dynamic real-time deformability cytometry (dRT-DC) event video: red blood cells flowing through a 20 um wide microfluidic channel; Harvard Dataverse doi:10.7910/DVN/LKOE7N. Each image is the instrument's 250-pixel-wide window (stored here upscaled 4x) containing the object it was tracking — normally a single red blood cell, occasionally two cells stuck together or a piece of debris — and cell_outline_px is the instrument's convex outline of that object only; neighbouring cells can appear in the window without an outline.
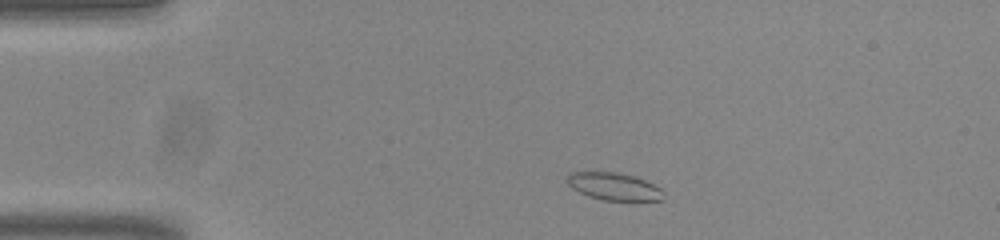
{"species": "common noctule bat (a hibernating species)", "species_latin": "Nyctalus noctula", "temperature_condition": "room temperature", "stored_images_in_passage": 46, "camera_frame_rate_fps": 3000, "um_per_image_px": 0.085, "animal": {"sex": "male", "body_mass_g": 20.0, "forearm_length_mm": 53.3}, "frame": {"image": 1, "passage_image": 3, "time_ms": 0.667, "image_size_px": [1000, 240], "cell_outline_px": [[664, 200], [604, 200], [588, 196], [572, 188], [568, 184], [568, 172], [616, 172], [636, 176], [660, 188], [664, 192]], "centroid_in_image_um": [52.2, 15.84], "position_along_channel_um": 32.8, "area_um2": 15.32}}
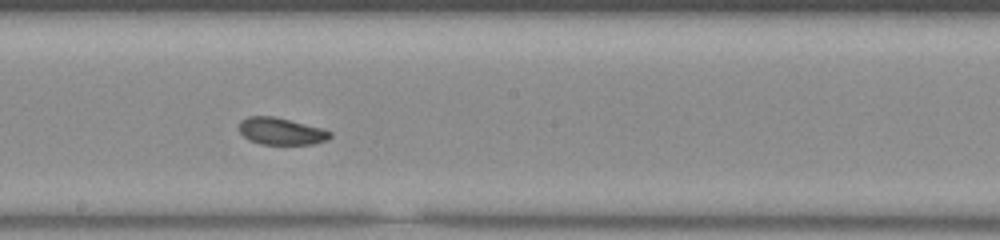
{"frame": {"image": 2, "passage_image": 22, "time_ms": 7.0, "image_size_px": [1000, 240], "cell_outline_px": [[332, 136], [328, 140], [312, 144], [260, 144], [248, 140], [240, 132], [240, 120], [248, 116], [272, 116], [324, 128], [332, 132]], "centroid_in_image_um": [23.92, 11.16], "position_along_channel_um": 224.3, "area_um2": 14.39}}
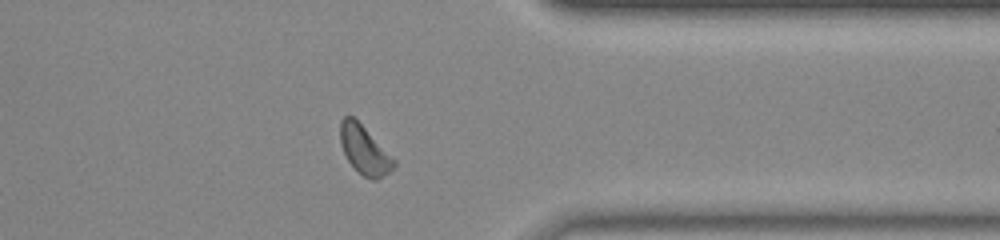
{"frame": {"image": 3, "passage_image": 35, "time_ms": 11.333, "image_size_px": [1000, 240], "cell_outline_px": [[396, 164], [388, 172], [376, 180], [372, 180], [364, 176], [348, 160], [344, 152], [340, 140], [340, 120], [344, 116], [352, 116], [396, 160]], "centroid_in_image_um": [30.97, 12.74], "position_along_channel_um": 380.4, "area_um2": 14.62}, "authors_computed_cell_mechanics": {"area_um2": 14.8257, "velocity_mm_per_s": 3.7981, "shape_relaxation_time_tau1_ms": null, "shape_relaxation_time_tau2_ms": 5.9957, "deformation_change_tau1": null, "deformation_change_tau2": 0.13}}